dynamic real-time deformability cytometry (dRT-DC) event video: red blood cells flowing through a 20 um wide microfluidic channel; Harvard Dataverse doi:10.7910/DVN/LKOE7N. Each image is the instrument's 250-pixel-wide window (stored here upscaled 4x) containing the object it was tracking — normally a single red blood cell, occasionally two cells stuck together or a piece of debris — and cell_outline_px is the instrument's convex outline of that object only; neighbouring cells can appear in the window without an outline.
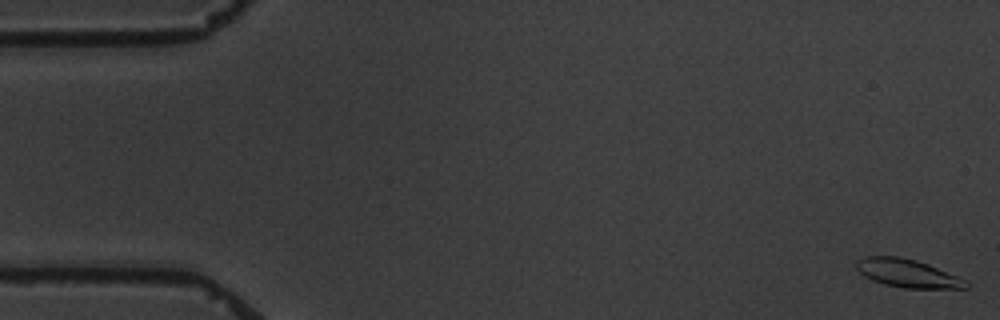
{"species": "common noctule bat (a hibernating species)", "species_latin": "Nyctalus noctula", "temperature_condition": "warm", "stored_images_in_passage": 5, "camera_frame_rate_fps": 3000, "um_per_image_px": 0.085, "animal": {"sex": "male", "body_mass_g": 19.5, "forearm_length_mm": 54.6}, "frame": {"image": 1, "passage_image": 1, "time_ms": 0.0, "image_size_px": [1000, 320], "cell_outline_px": [[972, 284], [968, 288], [904, 288], [884, 284], [872, 280], [864, 276], [856, 268], [856, 260], [864, 256], [900, 256], [916, 260], [928, 264], [968, 280]], "centroid_in_image_um": [77.16, 23.23], "position_along_channel_um": 7.8, "area_um2": 18.21}}
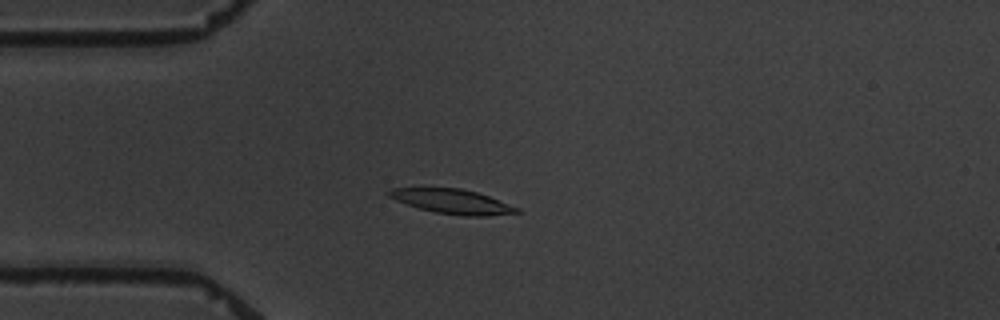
{"frame": {"image": 2, "passage_image": 5, "time_ms": 4.667, "image_size_px": [1000, 320], "cell_outline_px": [[520, 212], [484, 216], [464, 216], [436, 212], [420, 208], [396, 200], [388, 196], [388, 192], [392, 188], [460, 188], [476, 192], [488, 196], [520, 208]], "centroid_in_image_um": [38.46, 17.12], "position_along_channel_um": 46.5, "area_um2": 17.92}}